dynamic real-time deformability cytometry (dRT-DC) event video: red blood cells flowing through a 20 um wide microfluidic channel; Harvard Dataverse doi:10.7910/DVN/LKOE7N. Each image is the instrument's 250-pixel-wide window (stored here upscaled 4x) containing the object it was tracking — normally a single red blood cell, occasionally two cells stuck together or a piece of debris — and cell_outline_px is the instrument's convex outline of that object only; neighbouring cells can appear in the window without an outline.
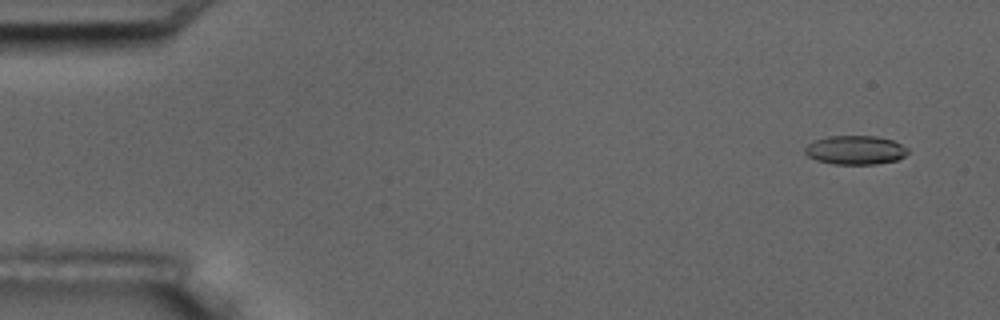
{"species": "common noctule bat (a hibernating species)", "species_latin": "Nyctalus noctula", "temperature_condition": "room temperature", "stored_images_in_passage": 17, "camera_frame_rate_fps": 3000, "um_per_image_px": 0.085, "animal": {"sex": "male", "body_mass_g": 17.5, "forearm_length_mm": 52.3}, "frame": {"image": 1, "passage_image": 2, "time_ms": 1.0, "image_size_px": [1000, 320], "cell_outline_px": [[908, 152], [904, 156], [896, 160], [876, 164], [832, 164], [816, 160], [808, 156], [804, 152], [804, 148], [808, 144], [816, 140], [828, 136], [876, 136], [892, 140], [908, 148]], "centroid_in_image_um": [72.69, 12.76], "position_along_channel_um": 12.3, "area_um2": 17.28}}
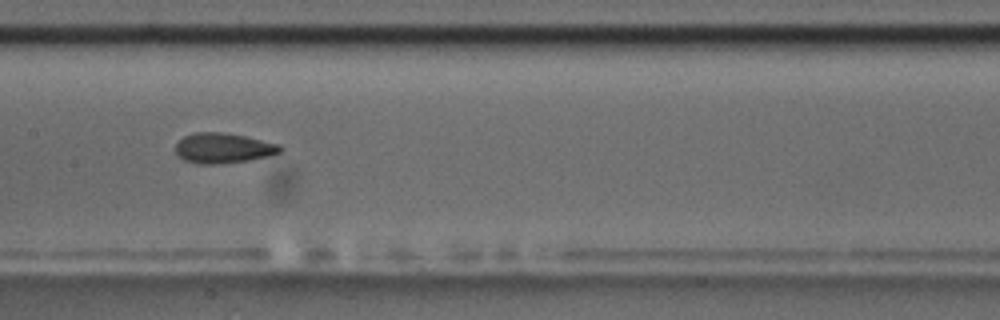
{"frame": {"image": 2, "passage_image": 9, "time_ms": 9.333, "image_size_px": [1000, 320], "cell_outline_px": [[284, 148], [280, 152], [268, 156], [248, 160], [212, 164], [196, 164], [184, 160], [176, 152], [176, 144], [184, 136], [196, 132], [220, 132], [244, 136], [280, 144]], "centroid_in_image_um": [18.98, 12.59], "position_along_channel_um": 188.4, "area_um2": 18.21}}
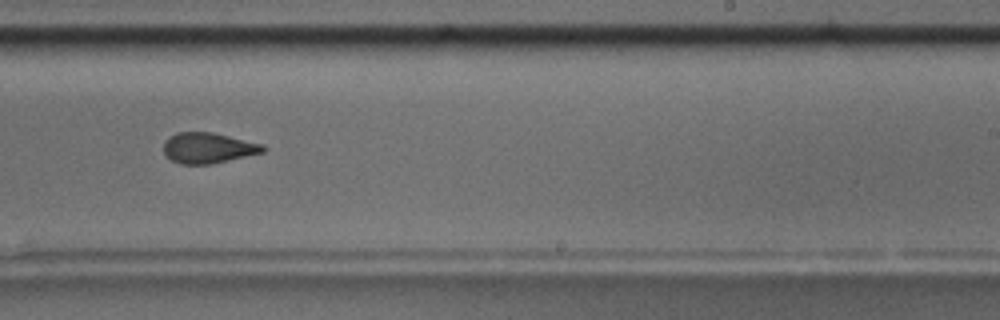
{"frame": {"image": 3, "passage_image": 11, "time_ms": 11.667, "image_size_px": [1000, 320], "cell_outline_px": [[264, 152], [208, 164], [180, 164], [172, 160], [164, 152], [164, 140], [168, 136], [176, 132], [212, 132], [264, 144]], "centroid_in_image_um": [17.66, 12.55], "position_along_channel_um": 271.3, "area_um2": 17.57}, "authors_computed_cell_mechanics": {"area_um2": 18.0914, "velocity_mm_per_s": 3.5657, "shape_relaxation_time_tau1_ms": 2.8388, "shape_relaxation_time_tau2_ms": 1.5539, "deformation_change_tau1": 0.1235, "deformation_change_tau2": 0.0796}}